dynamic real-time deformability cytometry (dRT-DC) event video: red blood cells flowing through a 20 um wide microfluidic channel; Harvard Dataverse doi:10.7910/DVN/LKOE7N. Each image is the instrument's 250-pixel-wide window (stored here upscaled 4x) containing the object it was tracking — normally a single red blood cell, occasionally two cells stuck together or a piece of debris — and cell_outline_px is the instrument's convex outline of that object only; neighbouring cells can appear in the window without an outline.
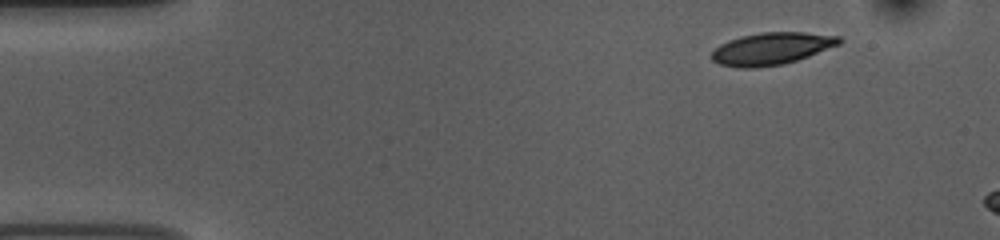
{"species": "common noctule bat (a hibernating species)", "species_latin": "Nyctalus noctula", "temperature_condition": "room temperature", "stored_images_in_passage": 6, "camera_frame_rate_fps": 3000, "um_per_image_px": 0.085, "animal": {"sex": "female", "body_mass_g": 10.0, "forearm_length_mm": 53.1}, "frame": {"image": 1, "passage_image": 1, "time_ms": 0.0, "image_size_px": [1000, 240], "cell_outline_px": [[844, 40], [840, 44], [808, 56], [784, 64], [756, 68], [740, 68], [720, 64], [712, 60], [712, 52], [720, 44], [728, 40], [740, 36], [760, 32], [804, 32], [840, 36]], "centroid_in_image_um": [65.59, 4.13], "position_along_channel_um": 19.4, "area_um2": 23.99}}